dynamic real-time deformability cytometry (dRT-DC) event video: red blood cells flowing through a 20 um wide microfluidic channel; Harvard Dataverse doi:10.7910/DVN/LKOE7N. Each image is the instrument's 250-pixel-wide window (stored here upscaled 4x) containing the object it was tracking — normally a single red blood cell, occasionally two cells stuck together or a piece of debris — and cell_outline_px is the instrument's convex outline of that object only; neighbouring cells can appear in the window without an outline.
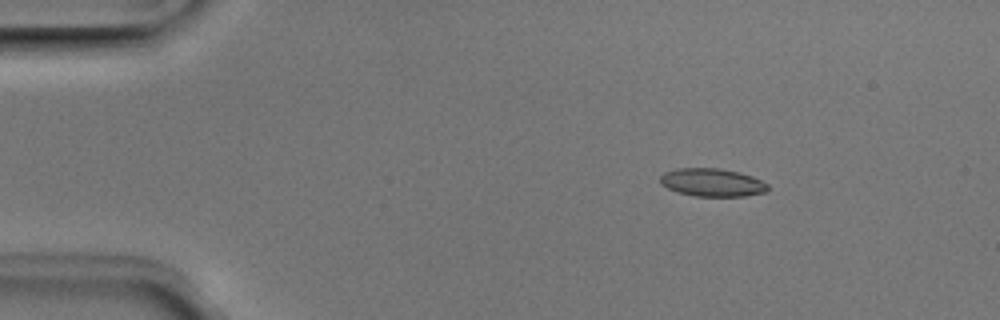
{"species": "Egyptian fruit bat (a non-hibernating species)", "species_latin": "Rousettus aegyptiacus", "temperature_condition": "room temperature", "stored_images_in_passage": 4, "camera_frame_rate_fps": 3000, "um_per_image_px": 0.085, "animal": {"sex": "male"}, "frame": {"image": 1, "passage_image": 3, "time_ms": 0.667, "image_size_px": [1000, 320], "cell_outline_px": [[768, 188], [764, 192], [744, 196], [696, 196], [676, 192], [660, 184], [660, 176], [664, 172], [676, 168], [720, 168], [740, 172], [752, 176], [768, 184]], "centroid_in_image_um": [60.5, 15.5], "position_along_channel_um": 24.5, "area_um2": 17.63}}